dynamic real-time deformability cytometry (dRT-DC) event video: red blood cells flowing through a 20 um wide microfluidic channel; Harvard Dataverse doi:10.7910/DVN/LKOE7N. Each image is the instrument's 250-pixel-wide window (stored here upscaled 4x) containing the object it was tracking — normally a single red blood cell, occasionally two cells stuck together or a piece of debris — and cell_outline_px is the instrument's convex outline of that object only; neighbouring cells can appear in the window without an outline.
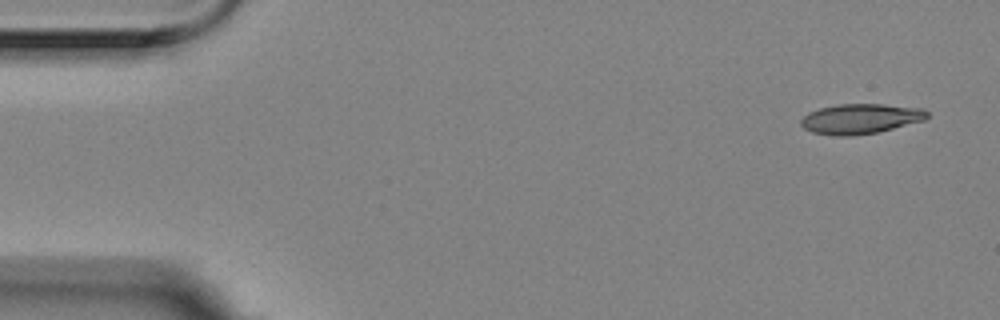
{"species": "Egyptian fruit bat (a non-hibernating species)", "species_latin": "Rousettus aegyptiacus", "temperature_condition": "room temperature", "stored_images_in_passage": 6, "camera_frame_rate_fps": 3000, "um_per_image_px": 0.085, "animal": {"sex": "female"}, "frame": {"image": 1, "passage_image": 1, "time_ms": 0.0, "image_size_px": [1000, 320], "cell_outline_px": [[928, 116], [924, 120], [876, 132], [852, 136], [836, 136], [812, 132], [804, 128], [800, 124], [800, 120], [808, 112], [820, 108], [836, 104], [884, 104], [924, 108], [928, 112]], "centroid_in_image_um": [73.12, 10.08], "position_along_channel_um": 11.9, "area_um2": 22.08}}
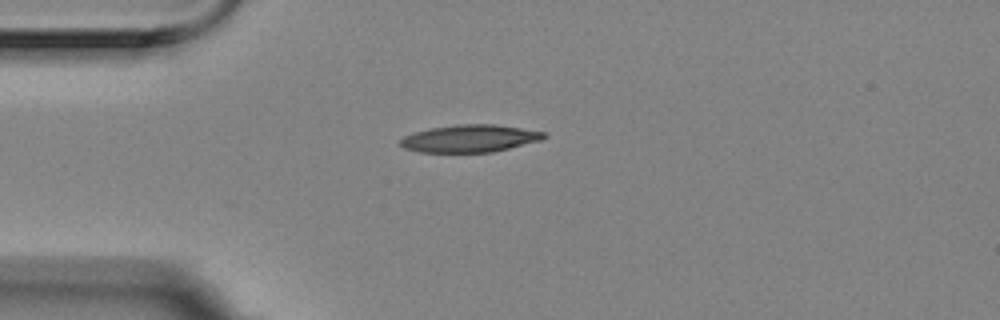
{"frame": {"image": 2, "passage_image": 4, "time_ms": 1.0, "image_size_px": [1000, 320], "cell_outline_px": [[548, 136], [540, 140], [492, 152], [420, 152], [404, 148], [400, 144], [400, 140], [404, 136], [416, 132], [432, 128], [456, 124], [492, 124], [520, 128], [544, 132]], "centroid_in_image_um": [39.92, 11.77], "position_along_channel_um": 45.1, "area_um2": 22.6}}
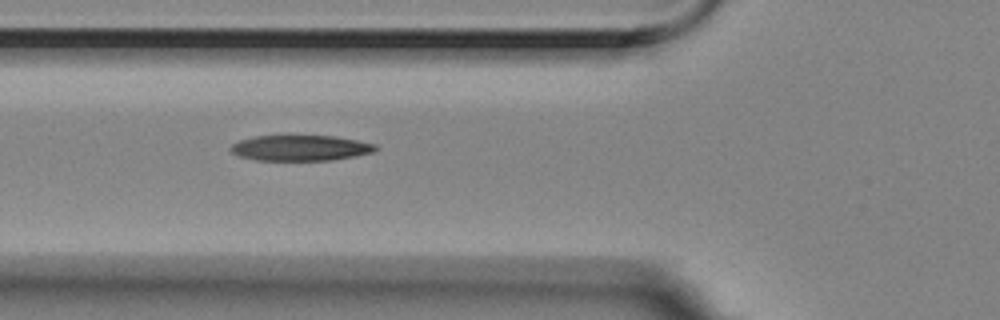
{"frame": {"image": 3, "passage_image": 6, "time_ms": 1.667, "image_size_px": [1000, 320], "cell_outline_px": [[380, 148], [372, 152], [356, 156], [332, 160], [256, 160], [240, 156], [232, 152], [228, 148], [232, 144], [240, 140], [252, 136], [288, 132], [336, 136], [376, 144]], "centroid_in_image_um": [25.51, 12.51], "position_along_channel_um": 100.3, "area_um2": 22.83}}